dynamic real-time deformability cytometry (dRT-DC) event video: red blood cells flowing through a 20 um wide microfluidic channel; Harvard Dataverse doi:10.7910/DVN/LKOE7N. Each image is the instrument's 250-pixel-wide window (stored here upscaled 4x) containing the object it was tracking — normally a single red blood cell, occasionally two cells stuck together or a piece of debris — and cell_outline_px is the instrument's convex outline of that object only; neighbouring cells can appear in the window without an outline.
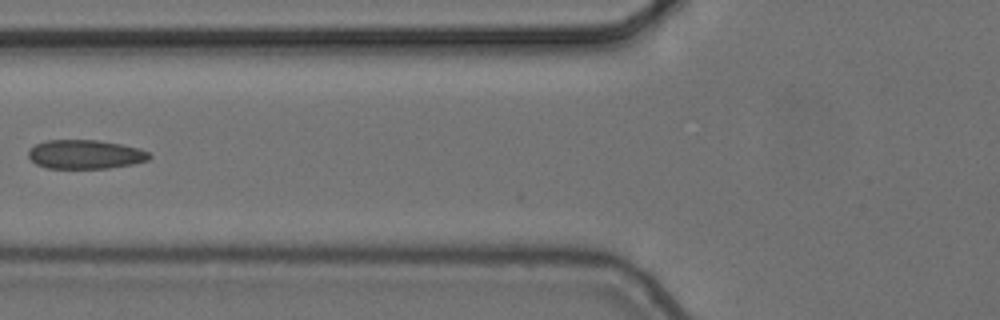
{"species": "common noctule bat (a hibernating species)", "species_latin": "Nyctalus noctula", "temperature_condition": "cold", "stored_images_in_passage": 6, "camera_frame_rate_fps": 3000, "um_per_image_px": 0.085, "animal": {"sex": "female", "body_mass_g": 24.6, "forearm_length_mm": 56.2}, "frame": {"image": 1, "passage_image": 5, "time_ms": 1.333, "image_size_px": [1000, 320], "cell_outline_px": [[152, 156], [148, 160], [132, 164], [108, 168], [48, 168], [36, 164], [28, 156], [28, 148], [44, 140], [96, 140], [120, 144], [140, 148], [148, 152]], "centroid_in_image_um": [7.23, 13.11], "position_along_channel_um": 118.6, "area_um2": 20.46}}
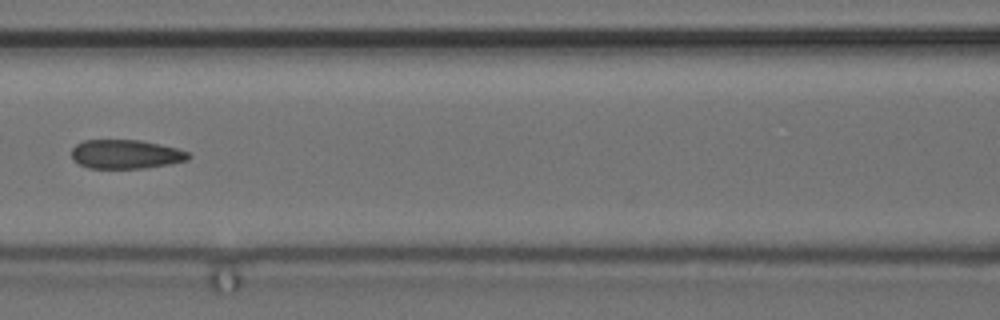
{"frame": {"image": 2, "passage_image": 6, "time_ms": 1.667, "image_size_px": [1000, 320], "cell_outline_px": [[192, 156], [188, 160], [168, 164], [144, 168], [88, 168], [72, 160], [72, 148], [76, 144], [84, 140], [140, 140], [160, 144], [176, 148], [188, 152]], "centroid_in_image_um": [10.68, 13.1], "position_along_channel_um": 155.9, "area_um2": 19.77}}